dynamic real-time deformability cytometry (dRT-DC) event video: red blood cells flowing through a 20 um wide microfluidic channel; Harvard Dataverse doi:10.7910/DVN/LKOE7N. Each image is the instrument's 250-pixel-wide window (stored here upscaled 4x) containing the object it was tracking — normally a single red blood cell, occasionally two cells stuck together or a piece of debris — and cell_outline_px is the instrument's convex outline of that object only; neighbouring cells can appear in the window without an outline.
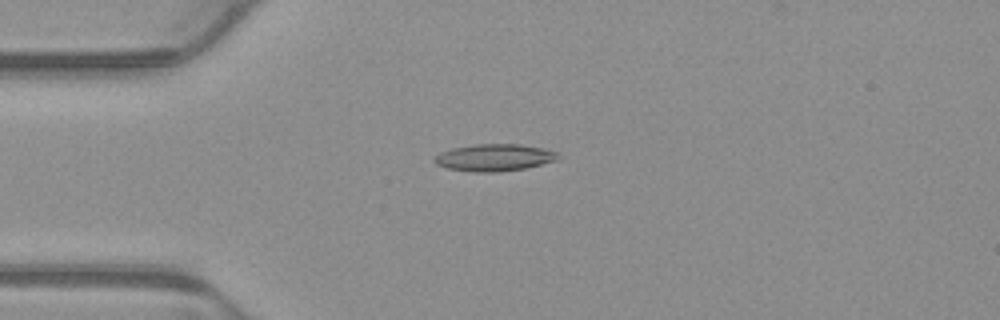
{"species": "common noctule bat (a hibernating species)", "species_latin": "Nyctalus noctula", "temperature_condition": "warm", "stored_images_in_passage": 5, "camera_frame_rate_fps": 3000, "um_per_image_px": 0.085, "animal": {"sex": "male", "body_mass_g": 23.1, "forearm_length_mm": 52.7}, "frame": {"image": 1, "passage_image": 4, "time_ms": 1.0, "image_size_px": [1000, 320], "cell_outline_px": [[560, 156], [556, 160], [524, 168], [500, 172], [476, 172], [448, 168], [436, 164], [432, 160], [440, 152], [452, 148], [476, 144], [520, 144], [544, 148], [556, 152]], "centroid_in_image_um": [42.0, 13.38], "position_along_channel_um": 43.0, "area_um2": 19.36}}
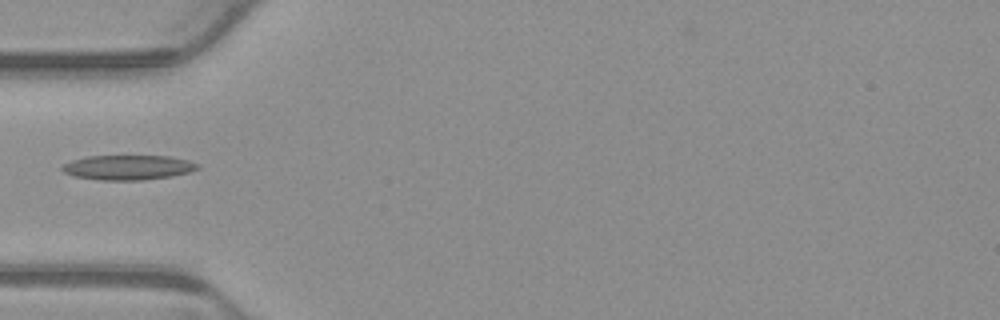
{"frame": {"image": 2, "passage_image": 5, "time_ms": 1.333, "image_size_px": [1000, 320], "cell_outline_px": [[200, 168], [188, 172], [172, 176], [144, 180], [100, 180], [72, 176], [64, 172], [60, 168], [64, 164], [72, 160], [88, 156], [168, 156], [188, 160], [200, 164]], "centroid_in_image_um": [10.88, 14.23], "position_along_channel_um": 74.1, "area_um2": 19.59}}